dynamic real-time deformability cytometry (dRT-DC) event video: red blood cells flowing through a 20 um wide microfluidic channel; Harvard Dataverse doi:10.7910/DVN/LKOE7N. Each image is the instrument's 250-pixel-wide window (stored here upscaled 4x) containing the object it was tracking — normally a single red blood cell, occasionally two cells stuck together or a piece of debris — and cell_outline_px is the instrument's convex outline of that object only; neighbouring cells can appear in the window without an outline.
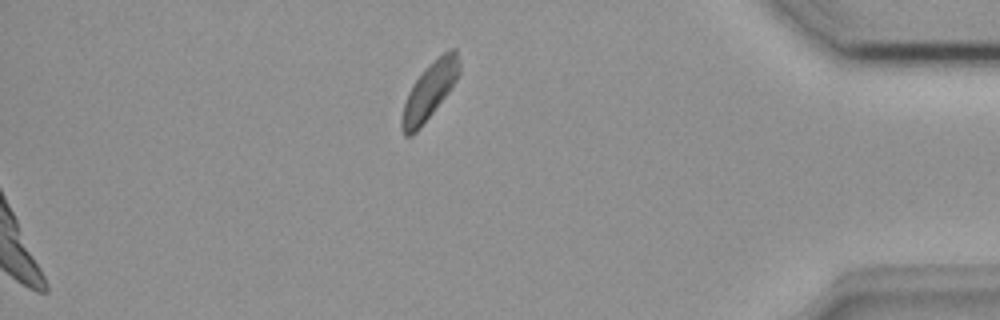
{"species": "common noctule bat (a hibernating species)", "species_latin": "Nyctalus noctula", "temperature_condition": "room temperature", "stored_images_in_passage": 40, "segment_of_instrument_passage": [2, 2], "camera_frame_rate_fps": 3000, "um_per_image_px": 0.085, "animal": {"sex": "female", "body_mass_g": 18.4}, "frame": {"image": 1, "passage_image": 40, "time_ms": 13.0, "image_size_px": [1000, 320], "cell_outline_px": [[460, 72], [456, 80], [448, 92], [420, 128], [412, 136], [404, 136], [400, 128], [400, 120], [404, 104], [408, 92], [412, 84], [444, 52], [452, 48], [456, 48], [460, 60]], "centroid_in_image_um": [36.49, 7.78], "position_along_channel_um": 398.7, "area_um2": 18.55}}